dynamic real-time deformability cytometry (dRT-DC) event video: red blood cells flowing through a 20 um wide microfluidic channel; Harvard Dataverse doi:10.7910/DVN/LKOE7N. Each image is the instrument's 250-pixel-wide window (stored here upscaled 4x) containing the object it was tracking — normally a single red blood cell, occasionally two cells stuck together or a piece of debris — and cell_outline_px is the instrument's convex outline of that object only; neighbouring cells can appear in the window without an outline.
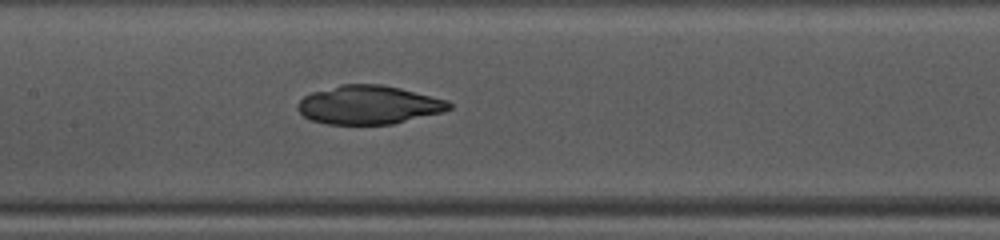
{"species": "common noctule bat (a hibernating species)", "species_latin": "Nyctalus noctula", "temperature_condition": "warm", "stored_images_in_passage": 36, "camera_frame_rate_fps": 3000, "um_per_image_px": 0.085, "animal": {"sex": "female", "body_mass_g": 10.0, "forearm_length_mm": 53.1}, "frame": {"image": 1, "passage_image": 10, "time_ms": 3.0, "image_size_px": [1000, 240], "cell_outline_px": [[452, 108], [444, 112], [392, 124], [328, 124], [312, 120], [304, 116], [296, 108], [296, 104], [304, 96], [312, 92], [340, 84], [380, 84], [400, 88], [448, 100], [452, 104]], "centroid_in_image_um": [31.35, 8.91], "position_along_channel_um": 176.0, "area_um2": 34.16}}
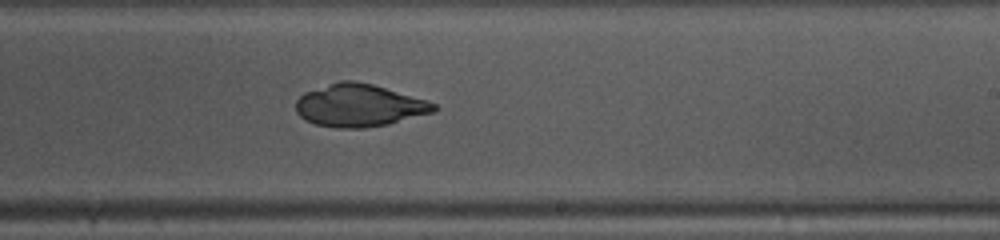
{"frame": {"image": 2, "passage_image": 16, "time_ms": 5.0, "image_size_px": [1000, 240], "cell_outline_px": [[440, 108], [432, 112], [388, 124], [364, 128], [336, 128], [316, 124], [304, 120], [296, 112], [296, 100], [304, 92], [340, 80], [352, 80], [372, 84], [428, 100], [436, 104]], "centroid_in_image_um": [30.52, 8.96], "position_along_channel_um": 258.5, "area_um2": 34.22}}
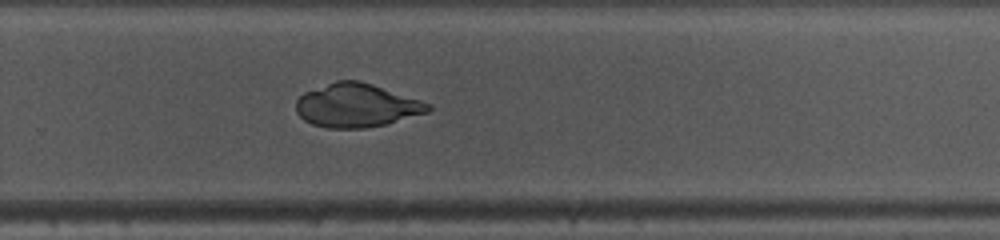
{"frame": {"image": 3, "passage_image": 19, "time_ms": 6.0, "image_size_px": [1000, 240], "cell_outline_px": [[432, 108], [428, 112], [388, 124], [364, 128], [328, 128], [312, 124], [304, 120], [296, 112], [296, 100], [304, 92], [336, 80], [360, 80], [432, 104]], "centroid_in_image_um": [30.31, 8.96], "position_along_channel_um": 299.5, "area_um2": 33.58}}